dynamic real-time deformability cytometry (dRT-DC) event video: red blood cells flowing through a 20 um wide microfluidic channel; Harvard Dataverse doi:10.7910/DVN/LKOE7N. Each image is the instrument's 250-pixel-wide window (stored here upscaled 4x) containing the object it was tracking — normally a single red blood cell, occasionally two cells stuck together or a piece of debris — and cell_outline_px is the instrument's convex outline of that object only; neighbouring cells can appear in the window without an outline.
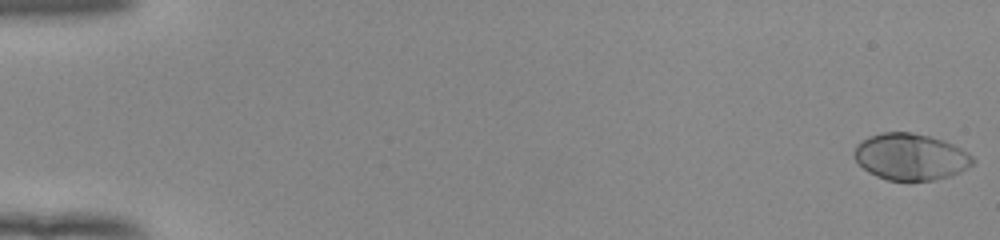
{"species": "human", "species_latin": "Homo sapiens", "temperature_condition": "room temperature", "stored_images_in_passage": 53, "camera_frame_rate_fps": 3000, "um_per_image_px": 0.085, "donor": {"sex": "female"}, "frame": {"image": 1, "passage_image": 1, "time_ms": 0.0, "image_size_px": [1000, 240], "cell_outline_px": [[976, 160], [972, 164], [960, 172], [952, 176], [932, 180], [888, 180], [876, 176], [868, 172], [852, 156], [852, 152], [856, 144], [860, 140], [868, 136], [880, 132], [908, 132], [928, 136], [944, 140], [968, 152]], "centroid_in_image_um": [77.37, 13.32], "position_along_channel_um": 7.6, "area_um2": 32.37}}
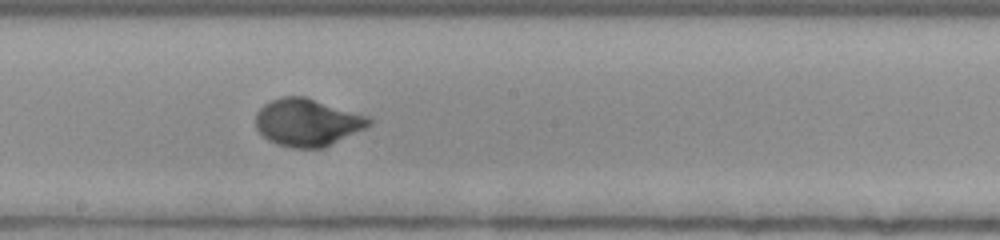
{"frame": {"image": 2, "passage_image": 31, "time_ms": 10.0, "image_size_px": [1000, 240], "cell_outline_px": [[372, 124], [324, 148], [292, 148], [276, 144], [268, 140], [256, 128], [256, 112], [264, 104], [280, 96], [304, 96], [368, 116], [372, 120]], "centroid_in_image_um": [26.1, 10.4], "position_along_channel_um": 222.1, "area_um2": 31.21}}
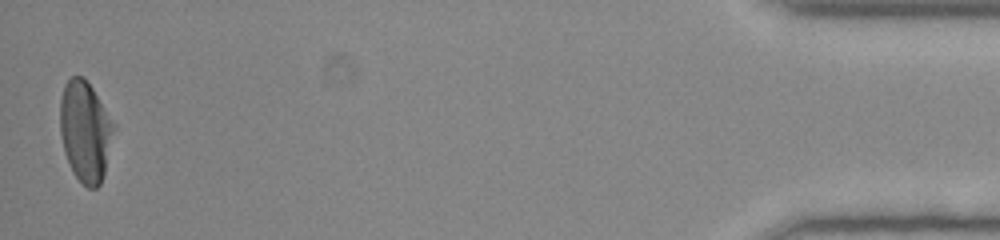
{"frame": {"image": 3, "passage_image": 53, "time_ms": 17.333, "image_size_px": [1000, 240], "cell_outline_px": [[116, 128], [104, 176], [100, 184], [96, 188], [88, 188], [72, 172], [64, 152], [60, 136], [60, 100], [64, 84], [72, 76], [84, 76], [116, 124]], "centroid_in_image_um": [7.26, 11.16], "position_along_channel_um": 427.9, "area_um2": 31.96}, "authors_computed_cell_mechanics": {"area_um2": 31.0386, "velocity_mm_per_s": 3.9455, "shape_relaxation_time_tau1_ms": 3.2951, "shape_relaxation_time_tau2_ms": null, "deformation_change_tau1": 0.2131, "deformation_change_tau2": null}}